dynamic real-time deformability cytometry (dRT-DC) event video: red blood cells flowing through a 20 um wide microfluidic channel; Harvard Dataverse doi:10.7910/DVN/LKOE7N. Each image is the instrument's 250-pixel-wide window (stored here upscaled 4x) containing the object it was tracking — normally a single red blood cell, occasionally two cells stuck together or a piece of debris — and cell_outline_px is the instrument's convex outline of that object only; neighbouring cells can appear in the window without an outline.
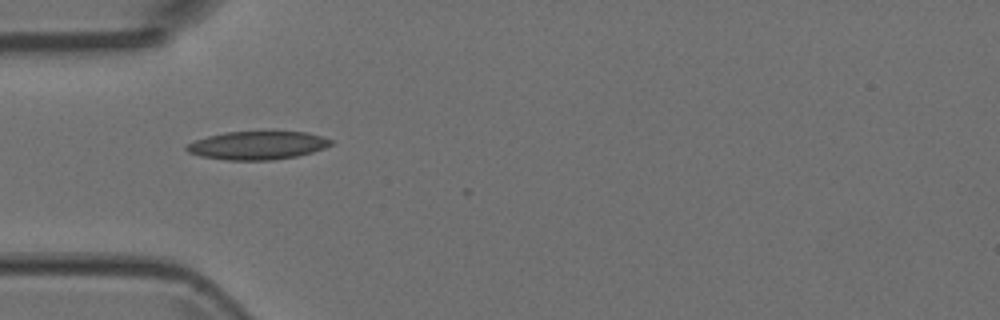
{"species": "Egyptian fruit bat (a non-hibernating species)", "species_latin": "Rousettus aegyptiacus", "temperature_condition": "room temperature", "stored_images_in_passage": 2, "camera_frame_rate_fps": 3000, "um_per_image_px": 0.085, "animal": {"sex": "female"}, "frame": {"image": 1, "passage_image": 1, "time_ms": 0.0, "image_size_px": [1000, 320], "cell_outline_px": [[332, 144], [324, 148], [312, 152], [296, 156], [272, 160], [228, 160], [200, 156], [188, 152], [184, 148], [188, 144], [196, 140], [208, 136], [228, 132], [308, 132], [332, 140]], "centroid_in_image_um": [21.88, 12.36], "position_along_channel_um": 63.1, "area_um2": 23.52}}
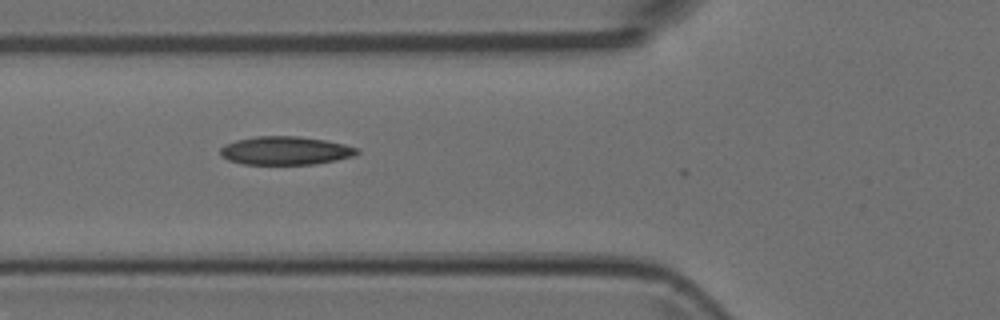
{"frame": {"image": 2, "passage_image": 2, "time_ms": 0.333, "image_size_px": [1000, 320], "cell_outline_px": [[360, 152], [352, 156], [336, 160], [316, 164], [244, 164], [228, 160], [220, 152], [220, 148], [224, 144], [236, 140], [256, 136], [300, 136], [324, 140], [344, 144], [360, 148]], "centroid_in_image_um": [24.28, 12.8], "position_along_channel_um": 101.5, "area_um2": 22.6}}